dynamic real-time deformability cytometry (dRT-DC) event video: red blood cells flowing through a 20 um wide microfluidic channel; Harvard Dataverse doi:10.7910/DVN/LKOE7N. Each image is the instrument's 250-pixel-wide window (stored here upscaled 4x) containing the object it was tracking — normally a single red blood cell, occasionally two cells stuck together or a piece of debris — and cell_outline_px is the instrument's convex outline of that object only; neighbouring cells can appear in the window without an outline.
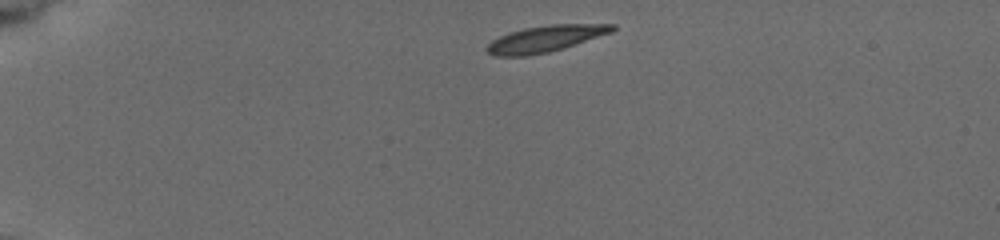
{"species": "common noctule bat (a hibernating species)", "species_latin": "Nyctalus noctula", "temperature_condition": "cold", "stored_images_in_passage": 44, "camera_frame_rate_fps": 3000, "um_per_image_px": 0.085, "animal": {"sex": "female", "body_mass_g": 19.5, "forearm_length_mm": 54.1}, "frame": {"image": 1, "passage_image": 1, "time_ms": 0.0, "image_size_px": [1000, 240], "cell_outline_px": [[612, 28], [604, 32], [568, 44], [536, 52], [492, 52], [488, 48], [492, 44], [508, 36], [520, 32], [540, 28]], "centroid_in_image_um": [46.16, 3.33], "position_along_channel_um": 38.8, "area_um2": 12.89}}
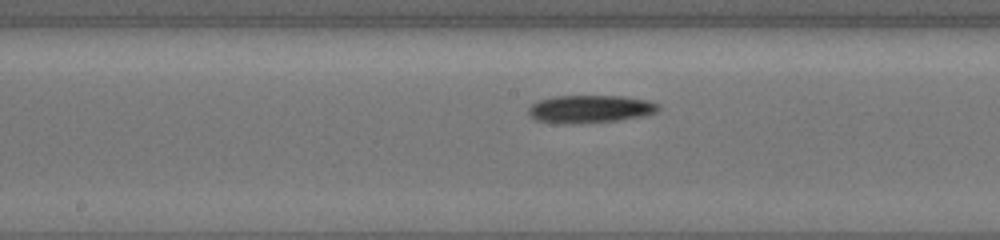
{"frame": {"image": 2, "passage_image": 19, "time_ms": 6.0, "image_size_px": [1000, 240], "cell_outline_px": [[648, 108], [640, 112], [616, 116], [552, 116], [536, 112], [536, 108], [540, 104], [556, 100], [620, 100], [648, 104]], "centroid_in_image_um": [50.18, 9.18], "position_along_channel_um": 198.0, "area_um2": 11.21}}
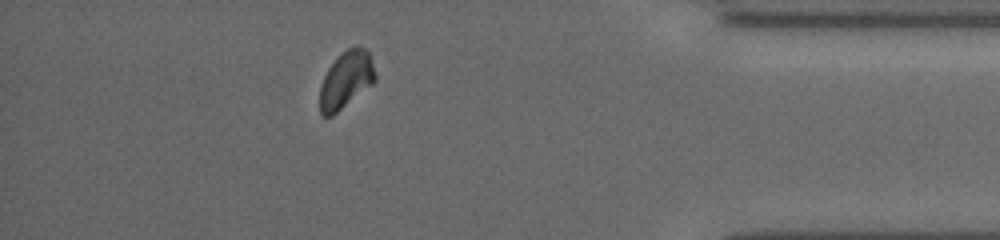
{"frame": {"image": 3, "passage_image": 38, "time_ms": 12.333, "image_size_px": [1000, 240], "cell_outline_px": [[372, 80], [332, 112], [324, 112], [320, 104], [320, 96], [328, 72], [340, 60], [368, 56], [372, 72]], "centroid_in_image_um": [29.31, 6.97], "position_along_channel_um": 405.9, "area_um2": 13.18}}